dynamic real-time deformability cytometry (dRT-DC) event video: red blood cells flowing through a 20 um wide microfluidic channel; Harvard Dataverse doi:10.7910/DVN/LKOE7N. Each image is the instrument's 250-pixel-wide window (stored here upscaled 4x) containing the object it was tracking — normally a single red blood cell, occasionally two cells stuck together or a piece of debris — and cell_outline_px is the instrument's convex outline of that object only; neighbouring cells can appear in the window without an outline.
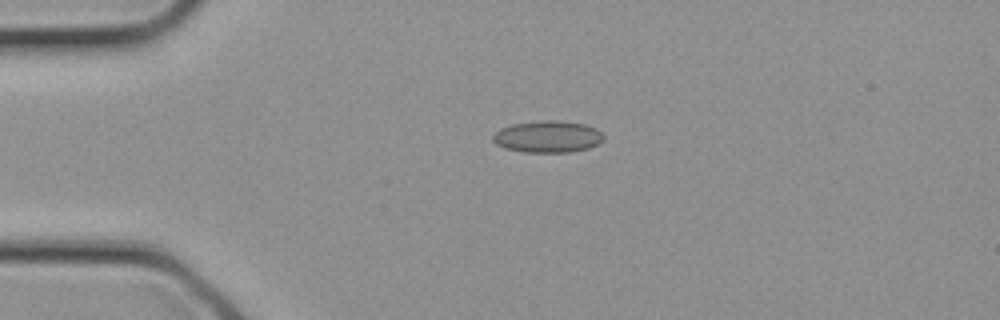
{"species": "common noctule bat (a hibernating species)", "species_latin": "Nyctalus noctula", "temperature_condition": "cold", "stored_images_in_passage": 2, "camera_frame_rate_fps": 3000, "um_per_image_px": 0.085, "animal": {"sex": "female", "body_mass_g": 21.9}, "frame": {"image": 1, "passage_image": 2, "time_ms": 0.333, "image_size_px": [1000, 320], "cell_outline_px": [[604, 140], [588, 148], [572, 152], [524, 152], [504, 148], [496, 144], [492, 140], [492, 136], [500, 128], [512, 124], [540, 120], [560, 120], [584, 124], [596, 128], [604, 136]], "centroid_in_image_um": [46.54, 11.61], "position_along_channel_um": 38.5, "area_um2": 20.63}}